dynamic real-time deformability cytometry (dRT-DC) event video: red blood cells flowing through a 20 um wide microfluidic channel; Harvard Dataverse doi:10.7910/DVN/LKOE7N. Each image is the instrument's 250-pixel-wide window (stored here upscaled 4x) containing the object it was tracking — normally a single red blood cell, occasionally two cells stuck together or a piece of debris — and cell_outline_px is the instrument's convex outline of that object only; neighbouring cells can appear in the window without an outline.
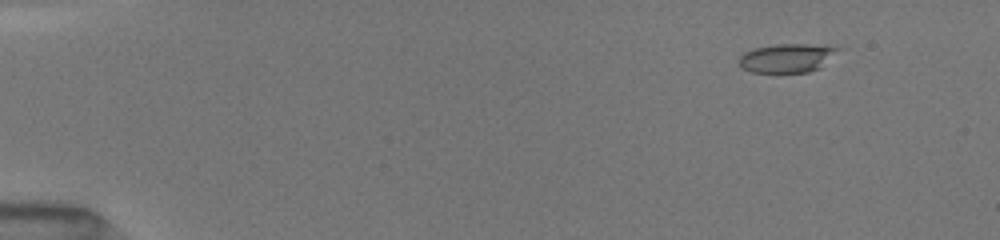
{"species": "common noctule bat (a hibernating species)", "species_latin": "Nyctalus noctula", "temperature_condition": "room temperature", "stored_images_in_passage": 18, "camera_frame_rate_fps": 3000, "um_per_image_px": 0.085, "animal": {"sex": "female", "body_mass_g": 19.5, "forearm_length_mm": 54.1}, "frame": {"image": 1, "passage_image": 5, "time_ms": 1.667, "image_size_px": [1000, 240], "cell_outline_px": [[844, 48], [820, 68], [808, 72], [752, 72], [740, 68], [740, 56], [744, 52], [752, 48], [776, 44], [840, 44]], "centroid_in_image_um": [67.01, 4.9], "position_along_channel_um": 18.0, "area_um2": 17.22}}
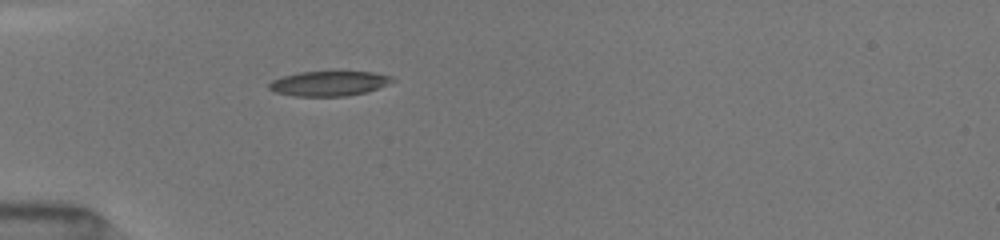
{"frame": {"image": 2, "passage_image": 14, "time_ms": 5.333, "image_size_px": [1000, 240], "cell_outline_px": [[396, 80], [376, 88], [364, 92], [344, 96], [292, 96], [276, 92], [268, 88], [268, 84], [272, 80], [280, 76], [300, 72], [336, 68], [372, 72], [392, 76]], "centroid_in_image_um": [27.94, 7.03], "position_along_channel_um": 57.1, "area_um2": 18.73}}
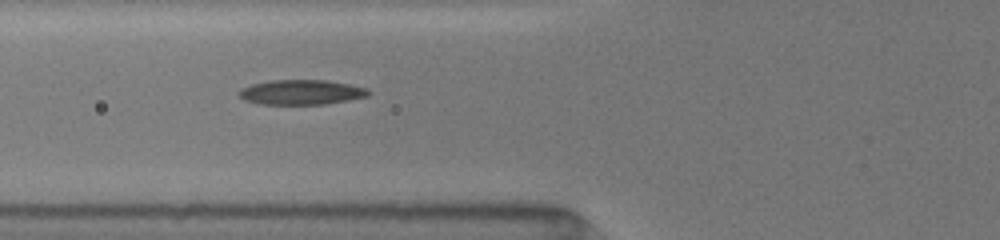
{"frame": {"image": 3, "passage_image": 18, "time_ms": 6.667, "image_size_px": [1000, 240], "cell_outline_px": [[372, 92], [368, 96], [348, 100], [324, 104], [260, 104], [244, 100], [236, 92], [240, 88], [252, 84], [272, 80], [328, 80], [368, 88]], "centroid_in_image_um": [25.61, 7.83], "position_along_channel_um": 100.2, "area_um2": 18.84}}